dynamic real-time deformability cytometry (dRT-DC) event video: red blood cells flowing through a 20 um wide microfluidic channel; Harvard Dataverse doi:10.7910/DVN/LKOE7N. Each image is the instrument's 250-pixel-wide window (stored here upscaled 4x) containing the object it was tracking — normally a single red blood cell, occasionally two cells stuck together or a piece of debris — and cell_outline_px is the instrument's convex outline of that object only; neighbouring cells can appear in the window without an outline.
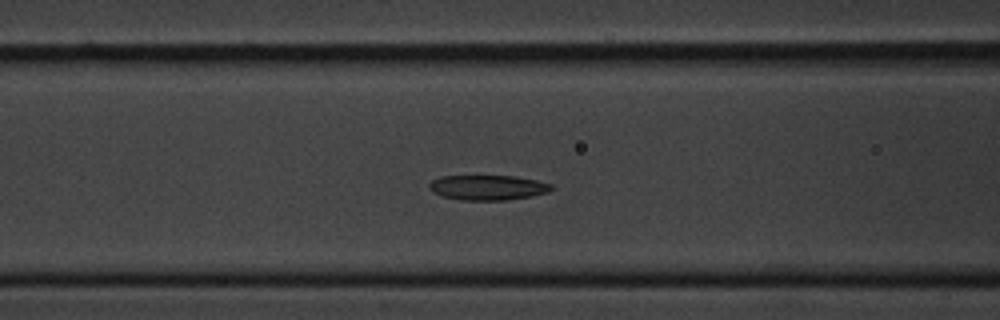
{"species": "common noctule bat (a hibernating species)", "species_latin": "Nyctalus noctula", "temperature_condition": "cold", "stored_images_in_passage": 54, "segment_of_instrument_passage": [1, 2], "camera_frame_rate_fps": 3000, "um_per_image_px": 0.085, "animal": {"sex": "male", "body_mass_g": 20.1, "forearm_length_mm": 53.5}, "frame": {"image": 1, "passage_image": 17, "time_ms": 5.333, "image_size_px": [1000, 320], "cell_outline_px": [[552, 188], [548, 192], [532, 196], [508, 200], [460, 200], [440, 196], [432, 192], [428, 188], [428, 184], [432, 180], [440, 176], [516, 176], [536, 180], [552, 184]], "centroid_in_image_um": [41.42, 15.94], "position_along_channel_um": 125.2, "area_um2": 17.98}}
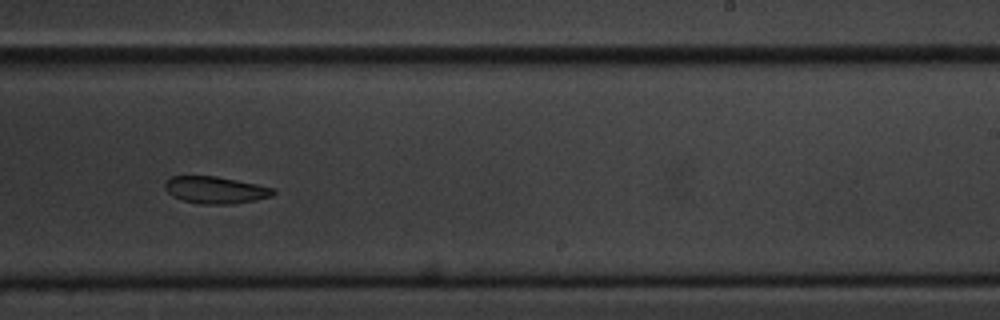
{"frame": {"image": 2, "passage_image": 30, "time_ms": 9.667, "image_size_px": [1000, 320], "cell_outline_px": [[276, 192], [272, 196], [256, 200], [228, 204], [200, 204], [184, 200], [172, 196], [164, 188], [164, 180], [172, 176], [216, 176], [276, 188]], "centroid_in_image_um": [18.31, 16.14], "position_along_channel_um": 270.7, "area_um2": 17.11}}
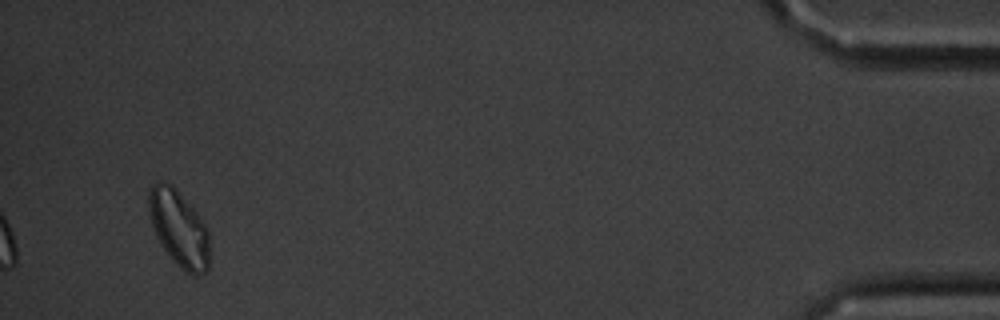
{"frame": {"image": 3, "passage_image": 50, "time_ms": 16.333, "image_size_px": [1000, 320], "cell_outline_px": [[212, 260], [208, 268], [204, 272], [196, 276], [192, 276], [180, 268], [168, 256], [160, 244], [156, 236], [152, 224], [148, 208], [148, 192], [152, 184], [160, 180], [164, 180], [172, 184], [192, 208], [204, 224], [208, 232]], "centroid_in_image_um": [15.22, 19.45], "position_along_channel_um": 420.0, "area_um2": 27.4}}